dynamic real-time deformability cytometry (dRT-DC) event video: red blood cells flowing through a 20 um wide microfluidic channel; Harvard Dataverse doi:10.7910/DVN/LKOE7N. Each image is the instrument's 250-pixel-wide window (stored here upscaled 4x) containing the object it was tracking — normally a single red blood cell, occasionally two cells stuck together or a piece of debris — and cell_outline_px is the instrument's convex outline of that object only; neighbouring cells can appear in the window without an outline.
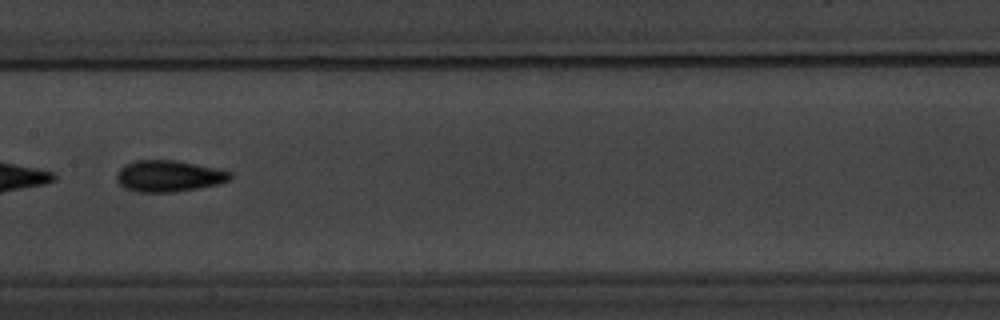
{"species": "common noctule bat (a hibernating species)", "species_latin": "Nyctalus noctula", "temperature_condition": "warm", "stored_images_in_passage": 54, "camera_frame_rate_fps": 3000, "um_per_image_px": 0.085, "animal": {"sex": "male", "body_mass_g": 20.1, "forearm_length_mm": 53.5}, "frame": {"image": 1, "passage_image": 28, "time_ms": 9.0, "image_size_px": [1000, 320], "cell_outline_px": [[232, 176], [228, 180], [216, 184], [196, 188], [172, 192], [136, 192], [124, 188], [116, 180], [116, 172], [124, 164], [136, 160], [176, 160], [220, 168], [228, 172]], "centroid_in_image_um": [14.29, 14.95], "position_along_channel_um": 193.1, "area_um2": 20.81}}
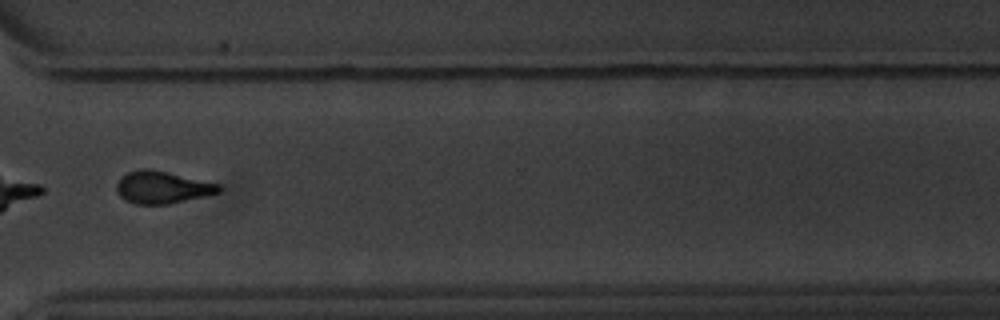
{"frame": {"image": 2, "passage_image": 41, "time_ms": 13.333, "image_size_px": [1000, 320], "cell_outline_px": [[220, 192], [204, 196], [168, 204], [136, 204], [124, 200], [116, 192], [116, 184], [120, 176], [128, 172], [140, 168], [148, 168], [168, 172], [220, 184]], "centroid_in_image_um": [13.74, 15.91], "position_along_channel_um": 356.9, "area_um2": 19.31}}